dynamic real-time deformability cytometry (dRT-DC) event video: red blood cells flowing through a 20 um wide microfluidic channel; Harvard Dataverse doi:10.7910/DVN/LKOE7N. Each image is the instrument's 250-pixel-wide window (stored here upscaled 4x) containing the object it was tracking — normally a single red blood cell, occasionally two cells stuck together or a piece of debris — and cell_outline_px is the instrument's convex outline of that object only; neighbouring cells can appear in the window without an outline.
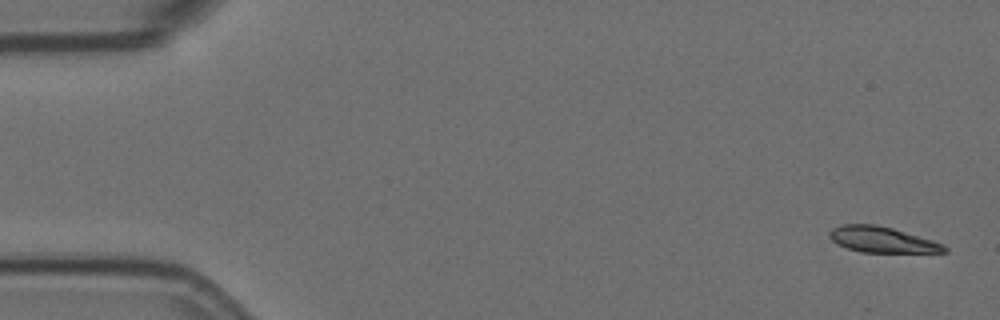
{"species": "Egyptian fruit bat (a non-hibernating species)", "species_latin": "Rousettus aegyptiacus", "temperature_condition": "room temperature", "stored_images_in_passage": 5, "camera_frame_rate_fps": 3000, "um_per_image_px": 0.085, "animal": {"sex": "female"}, "frame": {"image": 1, "passage_image": 1, "time_ms": 0.0, "image_size_px": [1000, 320], "cell_outline_px": [[948, 252], [860, 252], [836, 244], [828, 236], [828, 232], [832, 228], [844, 224], [876, 224], [892, 228], [932, 240], [944, 244], [948, 248]], "centroid_in_image_um": [74.95, 20.37], "position_along_channel_um": 10.0, "area_um2": 17.22}}
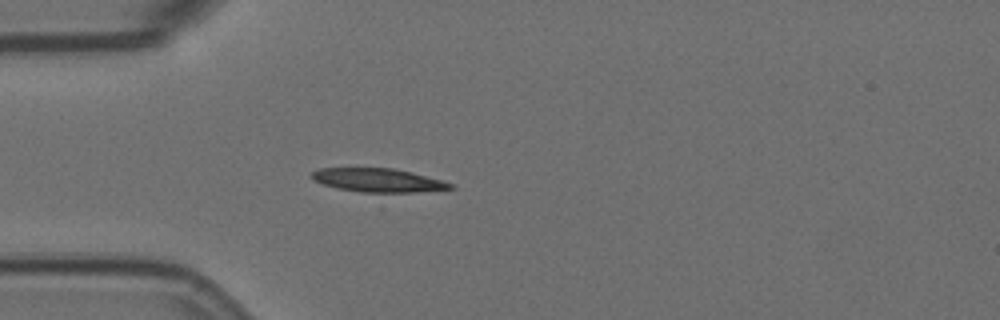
{"frame": {"image": 2, "passage_image": 5, "time_ms": 1.333, "image_size_px": [1000, 320], "cell_outline_px": [[456, 188], [416, 192], [360, 192], [336, 188], [312, 180], [308, 176], [312, 172], [320, 168], [392, 168], [412, 172], [456, 184]], "centroid_in_image_um": [32.14, 15.32], "position_along_channel_um": 52.9, "area_um2": 19.19}}